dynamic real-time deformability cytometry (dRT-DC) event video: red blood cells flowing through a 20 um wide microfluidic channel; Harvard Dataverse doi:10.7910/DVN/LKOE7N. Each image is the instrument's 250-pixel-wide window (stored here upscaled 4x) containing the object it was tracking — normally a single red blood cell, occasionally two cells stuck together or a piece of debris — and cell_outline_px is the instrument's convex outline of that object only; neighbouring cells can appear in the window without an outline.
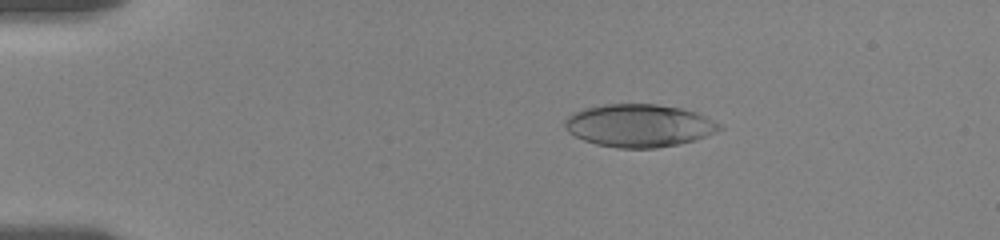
{"species": "human", "species_latin": "Homo sapiens", "temperature_condition": "room temperature", "stored_images_in_passage": 38, "camera_frame_rate_fps": 3000, "um_per_image_px": 0.085, "donor": {"sex": "female"}, "frame": {"image": 1, "passage_image": 4, "time_ms": 2.667, "image_size_px": [1000, 240], "cell_outline_px": [[724, 128], [716, 132], [696, 140], [680, 144], [656, 148], [616, 148], [596, 144], [584, 140], [568, 132], [564, 128], [564, 120], [572, 112], [584, 108], [604, 104], [656, 104], [680, 108], [696, 112], [724, 124]], "centroid_in_image_um": [54.34, 10.67], "position_along_channel_um": 30.7, "area_um2": 38.96}}
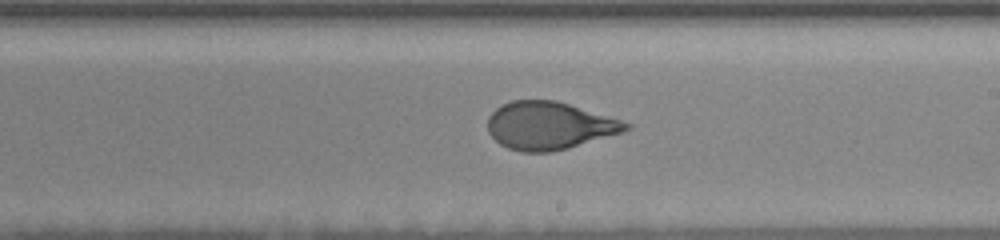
{"frame": {"image": 2, "passage_image": 21, "time_ms": 10.333, "image_size_px": [1000, 240], "cell_outline_px": [[632, 128], [624, 132], [568, 148], [548, 152], [524, 152], [508, 148], [500, 144], [488, 132], [488, 116], [500, 104], [512, 100], [556, 100], [620, 120], [632, 124]], "centroid_in_image_um": [46.67, 10.68], "position_along_channel_um": 242.3, "area_um2": 38.32}}
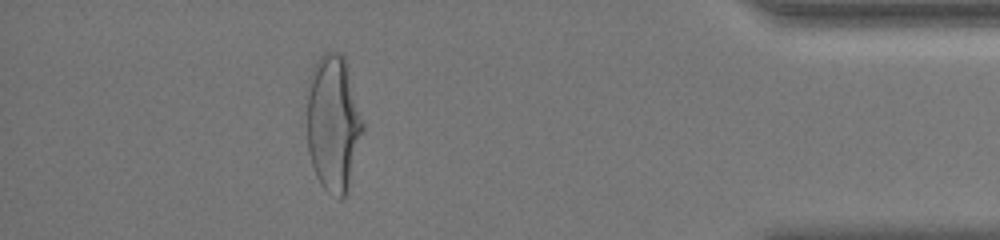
{"frame": {"image": 3, "passage_image": 35, "time_ms": 16.0, "image_size_px": [1000, 240], "cell_outline_px": [[364, 132], [348, 184], [344, 196], [340, 200], [332, 196], [320, 184], [316, 176], [308, 152], [308, 80], [312, 68], [320, 56], [324, 52], [340, 52], [344, 56], [348, 64], [364, 124]], "centroid_in_image_um": [28.34, 10.44], "position_along_channel_um": 406.9, "area_um2": 44.62}, "authors_computed_cell_mechanics": {"area_um2": 39.1306, "velocity_mm_per_s": 3.5947, "shape_relaxation_time_tau1_ms": 4.1153, "shape_relaxation_time_tau2_ms": null, "deformation_change_tau1": 0.1798, "deformation_change_tau2": null}}